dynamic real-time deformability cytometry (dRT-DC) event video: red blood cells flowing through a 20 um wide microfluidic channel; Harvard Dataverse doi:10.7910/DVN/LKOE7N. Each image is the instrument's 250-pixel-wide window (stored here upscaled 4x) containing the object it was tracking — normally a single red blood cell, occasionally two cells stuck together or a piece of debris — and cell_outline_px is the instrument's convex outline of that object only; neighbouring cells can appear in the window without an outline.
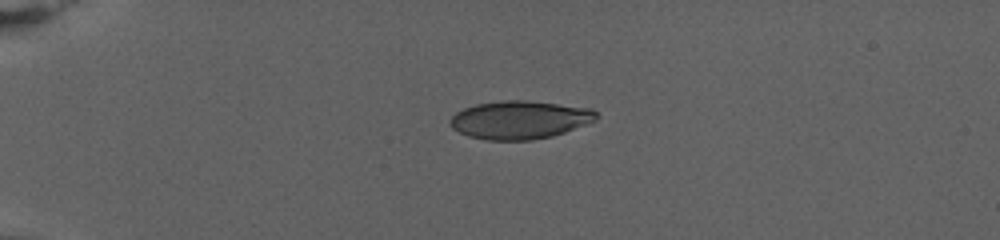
{"species": "human", "species_latin": "Homo sapiens", "temperature_condition": "warm", "stored_images_in_passage": 59, "camera_frame_rate_fps": 3000, "um_per_image_px": 0.085, "donor": {"sex": "female"}, "frame": {"image": 1, "passage_image": 1, "time_ms": 0.0, "image_size_px": [1000, 240], "cell_outline_px": [[600, 116], [596, 120], [564, 132], [552, 136], [532, 140], [488, 140], [468, 136], [452, 128], [448, 120], [456, 112], [464, 108], [476, 104], [504, 100], [524, 100], [592, 108]], "centroid_in_image_um": [44.17, 10.18], "position_along_channel_um": 40.8, "area_um2": 32.48}}
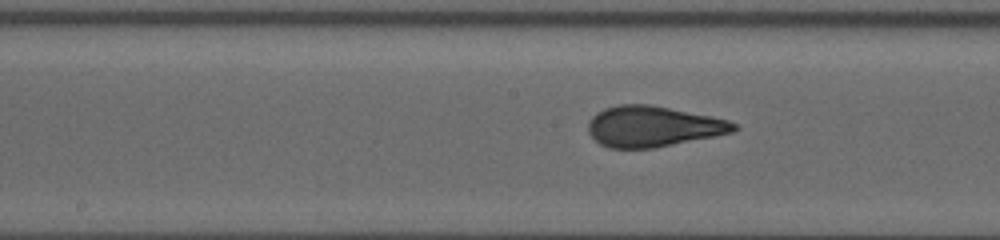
{"frame": {"image": 2, "passage_image": 24, "time_ms": 7.667, "image_size_px": [1000, 240], "cell_outline_px": [[740, 128], [732, 132], [716, 136], [652, 148], [608, 148], [600, 144], [588, 132], [588, 120], [596, 112], [604, 108], [620, 104], [648, 104], [712, 116], [728, 120], [740, 124]], "centroid_in_image_um": [55.51, 10.74], "position_along_channel_um": 192.7, "area_um2": 34.68}}
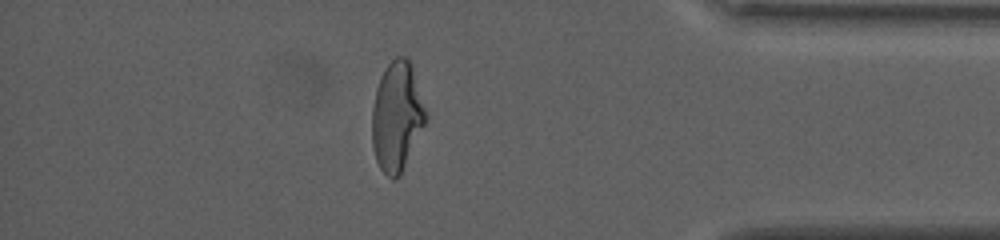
{"frame": {"image": 3, "passage_image": 50, "time_ms": 16.333, "image_size_px": [1000, 240], "cell_outline_px": [[428, 116], [400, 176], [392, 180], [380, 168], [376, 160], [372, 148], [372, 108], [376, 88], [380, 76], [388, 64], [396, 56], [408, 56], [412, 64]], "centroid_in_image_um": [33.73, 9.87], "position_along_channel_um": 401.5, "area_um2": 34.39}}